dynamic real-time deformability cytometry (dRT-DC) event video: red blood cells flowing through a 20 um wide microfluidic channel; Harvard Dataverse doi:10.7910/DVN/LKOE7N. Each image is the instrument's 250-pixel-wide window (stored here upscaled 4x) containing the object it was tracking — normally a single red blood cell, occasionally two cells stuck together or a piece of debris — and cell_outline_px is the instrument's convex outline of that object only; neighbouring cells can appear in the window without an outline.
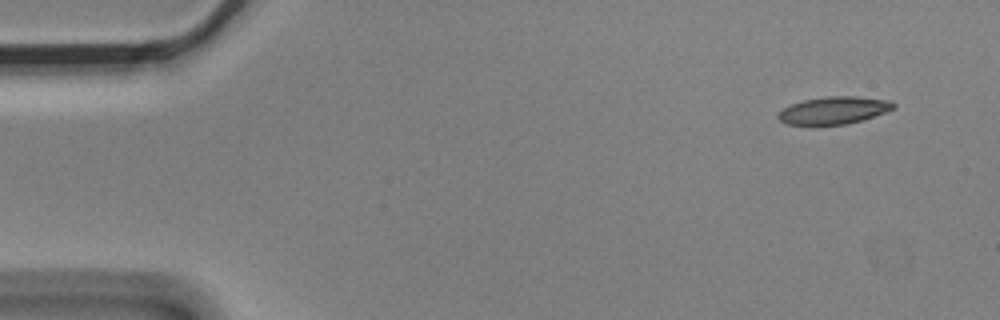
{"species": "Egyptian fruit bat (a non-hibernating species)", "species_latin": "Rousettus aegyptiacus", "temperature_condition": "cold", "stored_images_in_passage": 7, "camera_frame_rate_fps": 3000, "um_per_image_px": 0.085, "animal": {"sex": "male"}, "frame": {"image": 1, "passage_image": 1, "time_ms": 0.0, "image_size_px": [1000, 320], "cell_outline_px": [[896, 108], [848, 124], [816, 128], [812, 128], [784, 124], [776, 116], [784, 108], [792, 104], [804, 100], [828, 96], [856, 96], [892, 100], [896, 104]], "centroid_in_image_um": [70.82, 9.43], "position_along_channel_um": 14.2, "area_um2": 19.19}}